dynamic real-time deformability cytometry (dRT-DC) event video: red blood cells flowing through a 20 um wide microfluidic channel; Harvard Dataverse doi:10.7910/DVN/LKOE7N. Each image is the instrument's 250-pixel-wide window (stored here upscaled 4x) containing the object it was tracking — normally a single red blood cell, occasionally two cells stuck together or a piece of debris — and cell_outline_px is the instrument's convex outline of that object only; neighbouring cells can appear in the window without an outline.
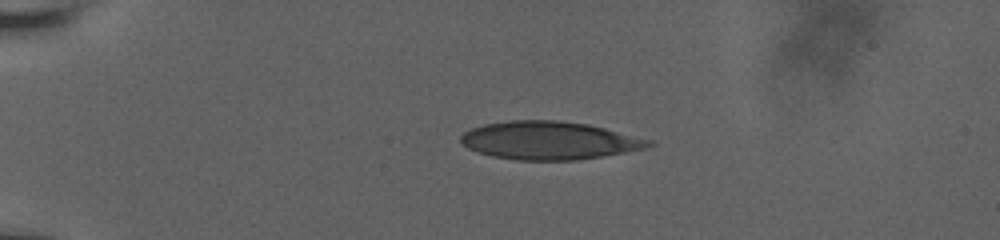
{"species": "human", "species_latin": "Homo sapiens", "temperature_condition": "room temperature", "stored_images_in_passage": 43, "camera_frame_rate_fps": 3000, "um_per_image_px": 0.085, "donor": {"sex": "male"}, "frame": {"image": 1, "passage_image": 1, "time_ms": 0.0, "image_size_px": [1000, 240], "cell_outline_px": [[656, 144], [644, 148], [624, 152], [576, 160], [516, 160], [492, 156], [468, 148], [460, 140], [460, 136], [464, 132], [472, 128], [484, 124], [508, 120], [556, 120], [588, 124], [652, 140]], "centroid_in_image_um": [46.67, 11.93], "position_along_channel_um": 38.3, "area_um2": 41.44}}
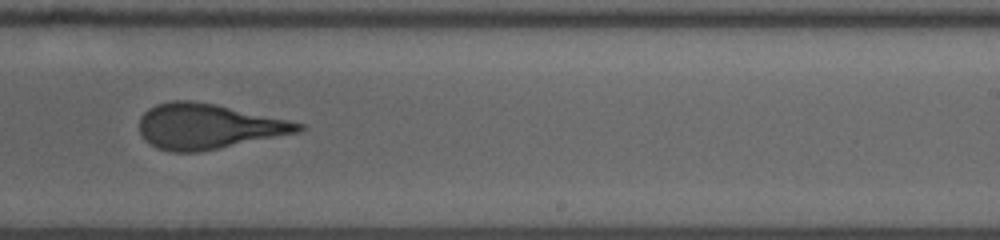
{"frame": {"image": 2, "passage_image": 24, "time_ms": 7.667, "image_size_px": [1000, 240], "cell_outline_px": [[304, 128], [300, 132], [220, 148], [196, 152], [172, 152], [156, 148], [148, 144], [144, 140], [140, 132], [140, 116], [148, 108], [156, 104], [172, 100], [188, 100], [216, 104], [288, 120], [304, 124]], "centroid_in_image_um": [17.65, 10.74], "position_along_channel_um": 271.4, "area_um2": 41.91}}
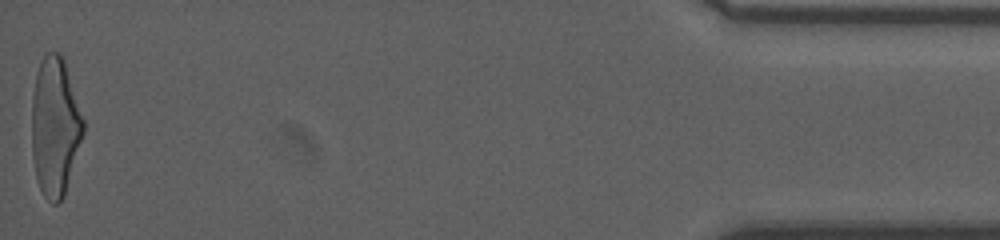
{"frame": {"image": 3, "passage_image": 43, "time_ms": 14.0, "image_size_px": [1000, 240], "cell_outline_px": [[84, 132], [64, 196], [56, 204], [52, 204], [44, 196], [40, 188], [36, 176], [32, 152], [32, 96], [36, 76], [40, 60], [44, 52], [60, 52], [64, 60], [84, 120]], "centroid_in_image_um": [4.67, 10.75], "position_along_channel_um": 430.5, "area_um2": 41.56}, "authors_computed_cell_mechanics": {"area_um2": 41.6738, "velocity_mm_per_s": 3.8408, "shape_relaxation_time_tau1_ms": 5.2675, "shape_relaxation_time_tau2_ms": 1.1831, "deformation_change_tau1": 0.2067, "deformation_change_tau2": 0.0972}}